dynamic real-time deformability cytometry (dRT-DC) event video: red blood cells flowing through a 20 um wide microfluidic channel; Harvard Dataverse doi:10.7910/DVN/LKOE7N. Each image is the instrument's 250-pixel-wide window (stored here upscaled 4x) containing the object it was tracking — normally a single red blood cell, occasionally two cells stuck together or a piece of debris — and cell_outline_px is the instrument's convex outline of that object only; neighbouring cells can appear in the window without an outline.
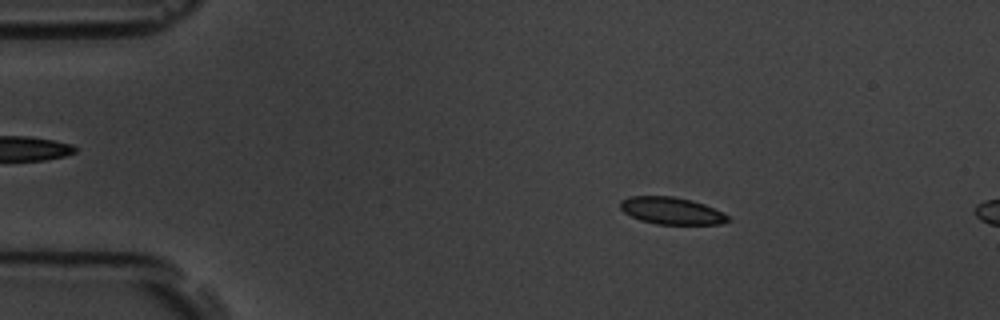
{"species": "common noctule bat (a hibernating species)", "species_latin": "Nyctalus noctula", "temperature_condition": "room temperature", "stored_images_in_passage": 4, "camera_frame_rate_fps": 3000, "um_per_image_px": 0.085, "animal": {"sex": "male", "body_mass_g": 19.5, "forearm_length_mm": 54.6}, "frame": {"image": 1, "passage_image": 2, "time_ms": 1.0, "image_size_px": [1000, 320], "cell_outline_px": [[732, 220], [720, 224], [656, 224], [640, 220], [624, 212], [620, 208], [620, 200], [632, 196], [672, 196], [692, 200], [704, 204], [724, 212]], "centroid_in_image_um": [57.1, 17.91], "position_along_channel_um": 27.9, "area_um2": 17.05}}